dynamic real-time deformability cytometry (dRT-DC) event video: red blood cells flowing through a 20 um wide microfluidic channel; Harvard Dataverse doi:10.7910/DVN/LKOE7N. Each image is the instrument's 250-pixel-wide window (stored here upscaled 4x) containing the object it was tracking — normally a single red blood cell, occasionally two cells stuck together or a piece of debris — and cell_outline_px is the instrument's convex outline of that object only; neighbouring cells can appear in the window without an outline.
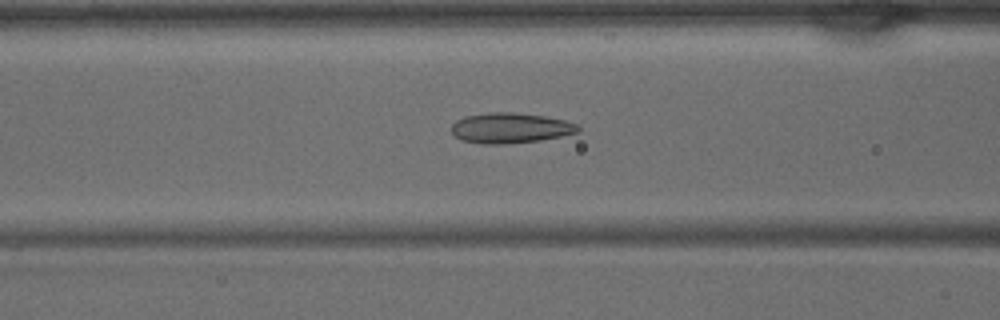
{"species": "common noctule bat (a hibernating species)", "species_latin": "Nyctalus noctula", "temperature_condition": "warm", "stored_images_in_passage": 38, "camera_frame_rate_fps": 3000, "um_per_image_px": 0.085, "animal": {"sex": "male", "body_mass_g": 15.6}, "frame": {"image": 1, "passage_image": 13, "time_ms": 4.0, "image_size_px": [1000, 320], "cell_outline_px": [[580, 132], [540, 140], [504, 144], [484, 144], [464, 140], [456, 136], [452, 132], [452, 124], [456, 120], [464, 116], [492, 112], [516, 112], [544, 116], [564, 120], [576, 124], [580, 128]], "centroid_in_image_um": [43.39, 10.87], "position_along_channel_um": 123.2, "area_um2": 22.25}}
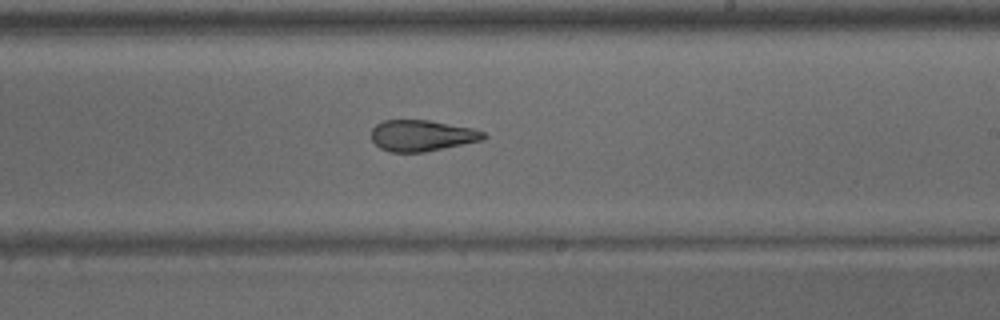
{"frame": {"image": 2, "passage_image": 21, "time_ms": 6.667, "image_size_px": [1000, 320], "cell_outline_px": [[488, 136], [484, 140], [424, 152], [392, 152], [380, 148], [372, 140], [372, 128], [376, 124], [384, 120], [428, 120], [472, 128], [484, 132]], "centroid_in_image_um": [35.87, 11.52], "position_along_channel_um": 253.1, "area_um2": 20.35}}
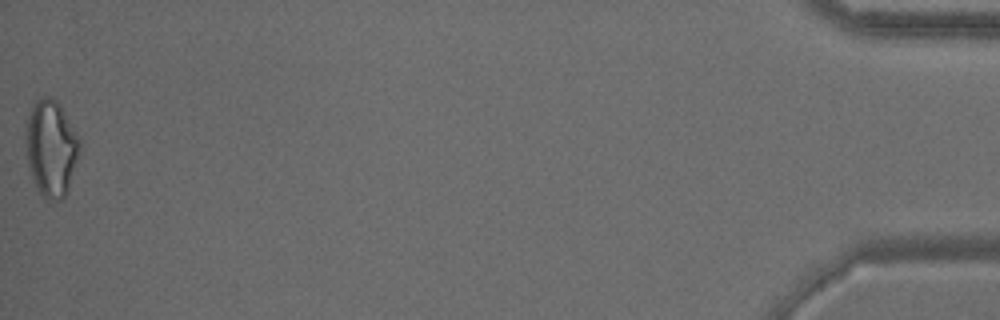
{"frame": {"image": 3, "passage_image": 38, "time_ms": 12.333, "image_size_px": [1000, 320], "cell_outline_px": [[80, 148], [68, 192], [60, 200], [44, 200], [36, 188], [28, 164], [24, 140], [24, 124], [36, 100], [40, 96], [52, 96], [60, 104], [80, 136]], "centroid_in_image_um": [4.33, 12.57], "position_along_channel_um": 430.9, "area_um2": 30.98}}